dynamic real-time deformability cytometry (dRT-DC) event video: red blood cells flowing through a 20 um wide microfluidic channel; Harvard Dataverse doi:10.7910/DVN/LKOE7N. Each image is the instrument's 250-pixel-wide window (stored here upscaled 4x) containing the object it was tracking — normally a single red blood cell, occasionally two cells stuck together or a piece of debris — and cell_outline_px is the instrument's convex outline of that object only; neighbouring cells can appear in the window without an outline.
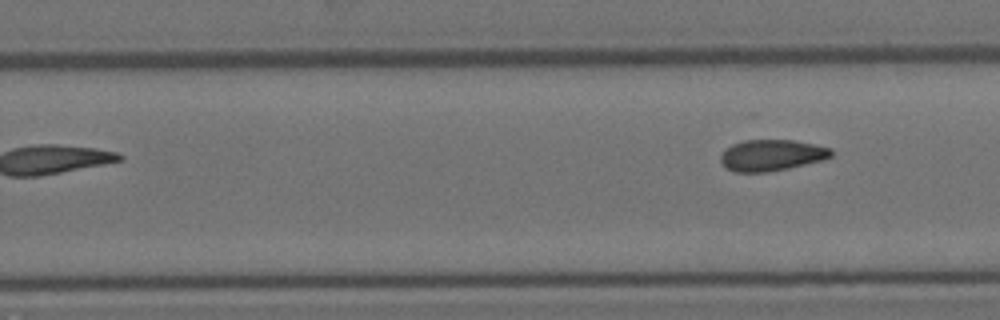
{"species": "Egyptian fruit bat (a non-hibernating species)", "species_latin": "Rousettus aegyptiacus", "temperature_condition": "room temperature", "stored_images_in_passage": 16, "segment_of_instrument_passage": [2, 2], "camera_frame_rate_fps": 3000, "um_per_image_px": 0.085, "animal": {"sex": "female"}, "frame": {"image": 1, "passage_image": 16, "time_ms": 5.0, "image_size_px": [1000, 320], "cell_outline_px": [[832, 156], [820, 160], [788, 168], [768, 172], [732, 172], [724, 168], [720, 160], [720, 156], [732, 144], [744, 140], [792, 140], [832, 148]], "centroid_in_image_um": [65.54, 13.2], "position_along_channel_um": 264.3, "area_um2": 20.0}}